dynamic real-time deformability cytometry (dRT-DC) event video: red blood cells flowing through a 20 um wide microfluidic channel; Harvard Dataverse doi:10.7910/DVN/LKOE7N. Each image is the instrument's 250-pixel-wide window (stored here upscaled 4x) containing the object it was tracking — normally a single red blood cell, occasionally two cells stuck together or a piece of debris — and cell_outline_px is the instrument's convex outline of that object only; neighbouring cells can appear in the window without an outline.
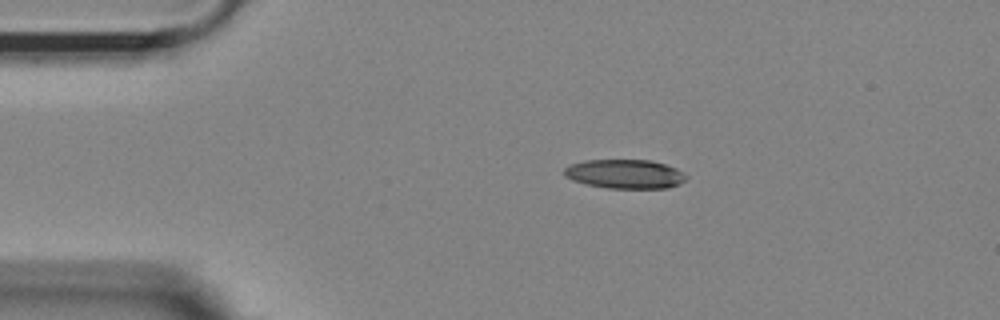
{"species": "Egyptian fruit bat (a non-hibernating species)", "species_latin": "Rousettus aegyptiacus", "temperature_condition": "room temperature", "stored_images_in_passage": 45, "camera_frame_rate_fps": 3000, "um_per_image_px": 0.085, "animal": {"sex": "female"}, "frame": {"image": 1, "passage_image": 1, "time_ms": 0.0, "image_size_px": [1000, 320], "cell_outline_px": [[688, 176], [680, 184], [668, 188], [608, 188], [588, 184], [572, 180], [564, 176], [564, 168], [568, 164], [584, 160], [652, 160], [676, 168]], "centroid_in_image_um": [53.1, 14.78], "position_along_channel_um": 31.9, "area_um2": 20.75}}
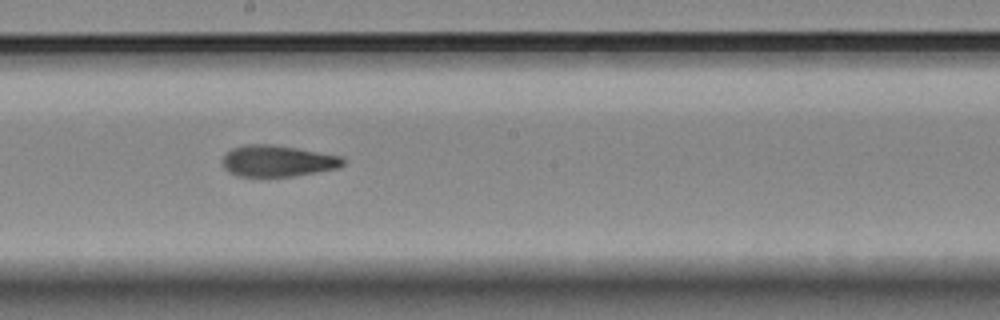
{"frame": {"image": 2, "passage_image": 20, "time_ms": 6.333, "image_size_px": [1000, 320], "cell_outline_px": [[344, 164], [336, 168], [316, 172], [292, 176], [236, 176], [228, 172], [224, 168], [224, 156], [232, 148], [244, 144], [272, 144], [344, 156]], "centroid_in_image_um": [23.6, 13.67], "position_along_channel_um": 224.6, "area_um2": 21.91}}
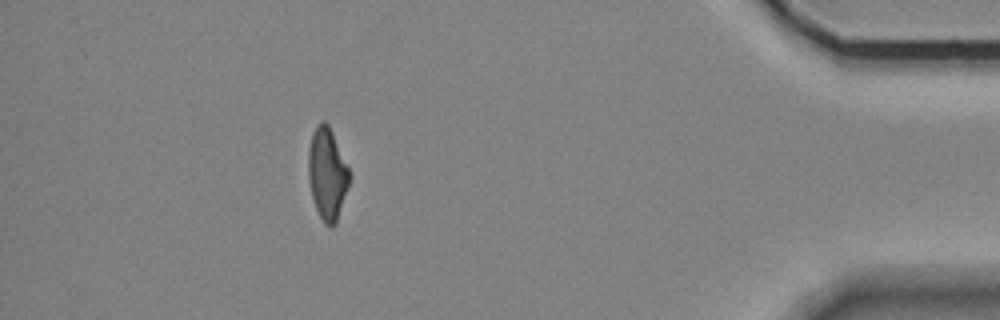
{"frame": {"image": 3, "passage_image": 39, "time_ms": 12.667, "image_size_px": [1000, 320], "cell_outline_px": [[352, 176], [336, 224], [332, 228], [324, 224], [316, 208], [312, 196], [308, 176], [308, 148], [312, 132], [316, 124], [320, 120], [324, 120], [328, 124], [332, 132]], "centroid_in_image_um": [27.81, 14.77], "position_along_channel_um": 407.4, "area_um2": 22.2}, "authors_computed_cell_mechanics": {"area_um2": 22.3686, "velocity_mm_per_s": 3.6915, "shape_relaxation_time_tau1_ms": 9.0176, "shape_relaxation_time_tau2_ms": 3.1901, "deformation_change_tau1": 0.2246, "deformation_change_tau2": 0.1212}}